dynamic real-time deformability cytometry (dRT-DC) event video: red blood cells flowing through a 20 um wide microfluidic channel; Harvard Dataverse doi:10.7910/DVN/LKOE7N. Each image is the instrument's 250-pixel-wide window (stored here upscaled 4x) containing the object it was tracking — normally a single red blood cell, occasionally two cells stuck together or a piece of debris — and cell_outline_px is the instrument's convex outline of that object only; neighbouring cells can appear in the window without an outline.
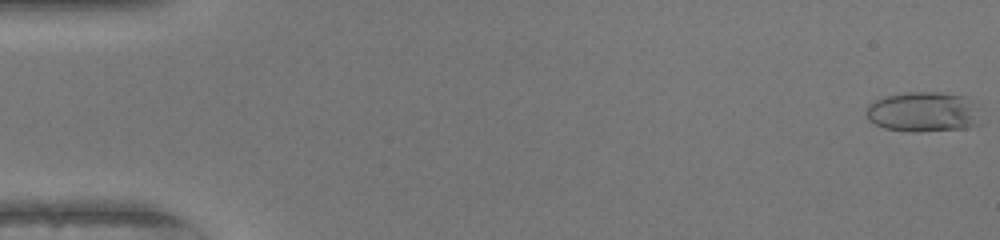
{"species": "human", "species_latin": "Homo sapiens", "temperature_condition": "warm", "stored_images_in_passage": 51, "camera_frame_rate_fps": 3000, "um_per_image_px": 0.085, "donor": {"sex": "female"}, "frame": {"image": 1, "passage_image": 1, "time_ms": 0.0, "image_size_px": [1000, 240], "cell_outline_px": [[984, 124], [964, 128], [916, 132], [912, 132], [884, 128], [868, 120], [868, 104], [876, 100], [888, 96], [908, 92], [940, 92], [964, 96]], "centroid_in_image_um": [78.47, 9.53], "position_along_channel_um": 6.5, "area_um2": 26.3}}
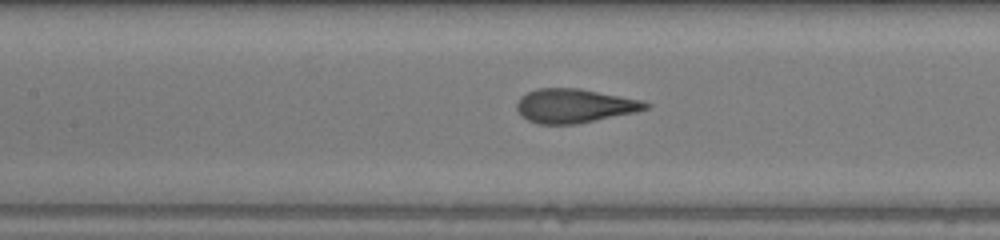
{"frame": {"image": 2, "passage_image": 24, "time_ms": 7.667, "image_size_px": [1000, 240], "cell_outline_px": [[652, 104], [648, 108], [636, 112], [576, 124], [536, 124], [520, 116], [516, 108], [516, 104], [520, 96], [536, 88], [580, 88], [644, 100]], "centroid_in_image_um": [48.83, 8.99], "position_along_channel_um": 158.6, "area_um2": 25.84}}
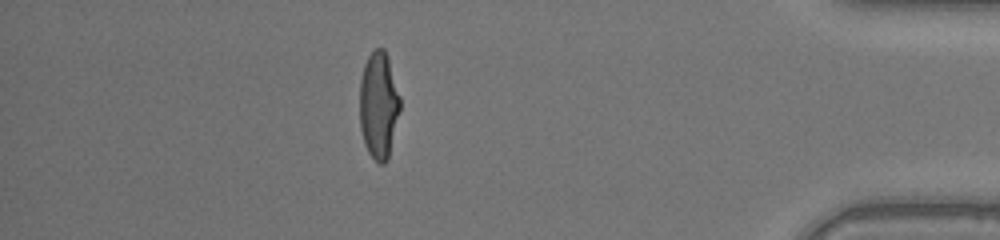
{"frame": {"image": 3, "passage_image": 45, "time_ms": 14.667, "image_size_px": [1000, 240], "cell_outline_px": [[400, 108], [388, 160], [384, 164], [380, 164], [368, 152], [364, 144], [360, 128], [360, 80], [364, 64], [368, 56], [376, 48], [384, 48], [400, 96]], "centroid_in_image_um": [32.17, 8.97], "position_along_channel_um": 403.0, "area_um2": 25.03}, "authors_computed_cell_mechanics": {"area_um2": 25.721, "velocity_mm_per_s": 4.1461, "shape_relaxation_time_tau1_ms": 6.2758, "shape_relaxation_time_tau2_ms": null, "deformation_change_tau1": 0.3, "deformation_change_tau2": null}}